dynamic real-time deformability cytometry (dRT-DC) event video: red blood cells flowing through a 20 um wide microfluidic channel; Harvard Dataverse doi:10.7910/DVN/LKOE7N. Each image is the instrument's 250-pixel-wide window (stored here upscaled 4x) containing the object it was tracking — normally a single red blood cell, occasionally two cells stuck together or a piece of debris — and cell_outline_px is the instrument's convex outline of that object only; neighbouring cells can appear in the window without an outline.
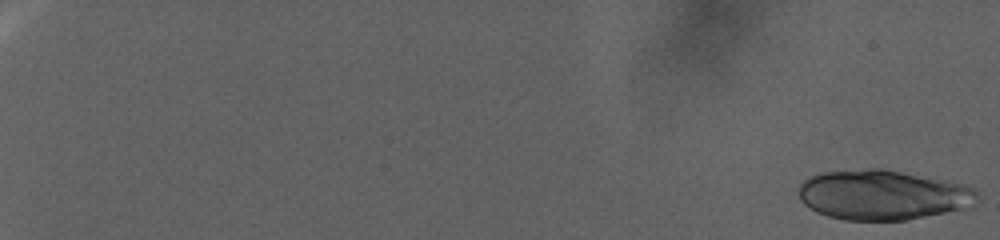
{"species": "human", "species_latin": "Homo sapiens", "temperature_condition": "warm", "stored_images_in_passage": 52, "camera_frame_rate_fps": 3000, "um_per_image_px": 0.085, "donor": {"sex": "female"}, "frame": {"image": 1, "passage_image": 1, "time_ms": 0.0, "image_size_px": [1000, 240], "cell_outline_px": [[976, 204], [972, 208], [904, 220], [844, 220], [828, 216], [816, 212], [804, 204], [800, 200], [796, 192], [800, 184], [804, 180], [820, 172], [868, 168], [884, 168], [944, 180], [960, 184], [972, 188], [976, 192]], "centroid_in_image_um": [75.0, 16.57], "position_along_channel_um": 10.0, "area_um2": 52.25}}
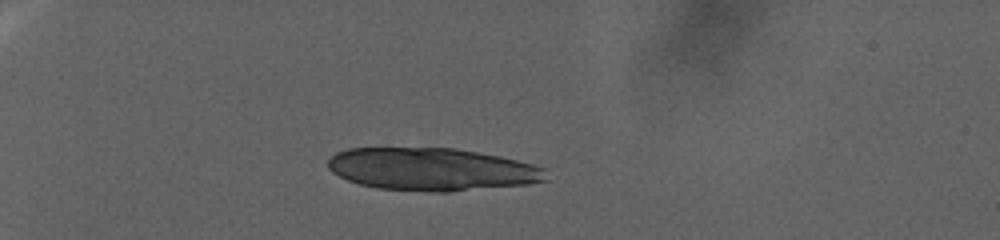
{"frame": {"image": 2, "passage_image": 37, "time_ms": 12.0, "image_size_px": [1000, 240], "cell_outline_px": [[548, 180], [528, 184], [452, 192], [428, 192], [376, 188], [360, 184], [348, 180], [332, 172], [328, 168], [328, 160], [336, 152], [348, 148], [456, 148], [500, 156], [532, 164], [544, 168]], "centroid_in_image_um": [36.71, 14.39], "position_along_channel_um": 48.3, "area_um2": 54.51}}